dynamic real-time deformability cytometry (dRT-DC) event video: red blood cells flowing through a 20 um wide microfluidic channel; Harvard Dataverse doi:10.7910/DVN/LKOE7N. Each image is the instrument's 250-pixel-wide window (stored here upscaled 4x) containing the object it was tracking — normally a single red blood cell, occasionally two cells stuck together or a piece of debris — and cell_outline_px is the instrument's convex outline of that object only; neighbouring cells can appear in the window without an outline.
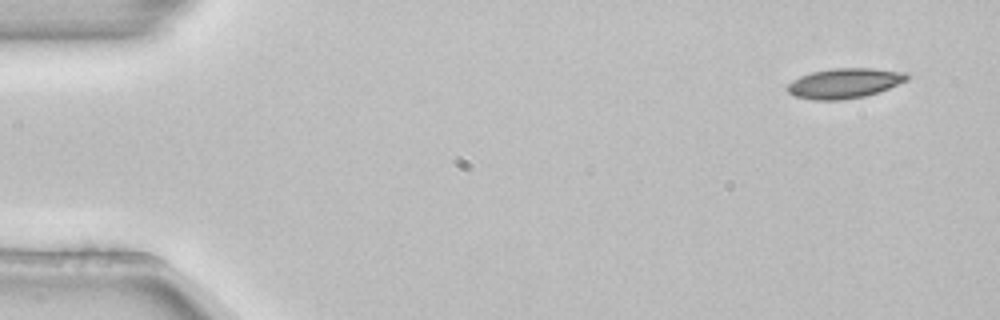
{"species": "common noctule bat (a hibernating species)", "species_latin": "Nyctalus noctula", "temperature_condition": "room temperature", "stored_images_in_passage": 4, "camera_frame_rate_fps": 3000, "um_per_image_px": 0.085, "animal": {"sex": "female", "body_mass_g": 22.7, "forearm_length_mm": 54.2}, "frame": {"image": 1, "passage_image": 1, "time_ms": 0.0, "image_size_px": [1000, 320], "cell_outline_px": [[908, 80], [888, 88], [864, 96], [840, 100], [812, 100], [792, 96], [788, 92], [788, 84], [792, 80], [800, 76], [812, 72], [832, 68], [872, 68], [908, 72]], "centroid_in_image_um": [71.76, 7.07], "position_along_channel_um": 13.2, "area_um2": 20.92}}
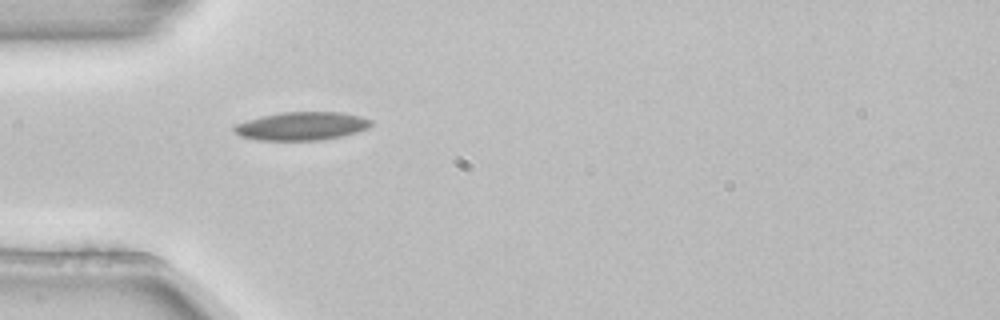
{"frame": {"image": 2, "passage_image": 4, "time_ms": 1.0, "image_size_px": [1000, 320], "cell_outline_px": [[372, 124], [368, 128], [356, 132], [340, 136], [320, 140], [256, 140], [240, 136], [232, 132], [232, 128], [236, 124], [260, 116], [280, 112], [340, 112], [360, 116], [372, 120]], "centroid_in_image_um": [25.6, 10.71], "position_along_channel_um": 59.4, "area_um2": 22.6}}